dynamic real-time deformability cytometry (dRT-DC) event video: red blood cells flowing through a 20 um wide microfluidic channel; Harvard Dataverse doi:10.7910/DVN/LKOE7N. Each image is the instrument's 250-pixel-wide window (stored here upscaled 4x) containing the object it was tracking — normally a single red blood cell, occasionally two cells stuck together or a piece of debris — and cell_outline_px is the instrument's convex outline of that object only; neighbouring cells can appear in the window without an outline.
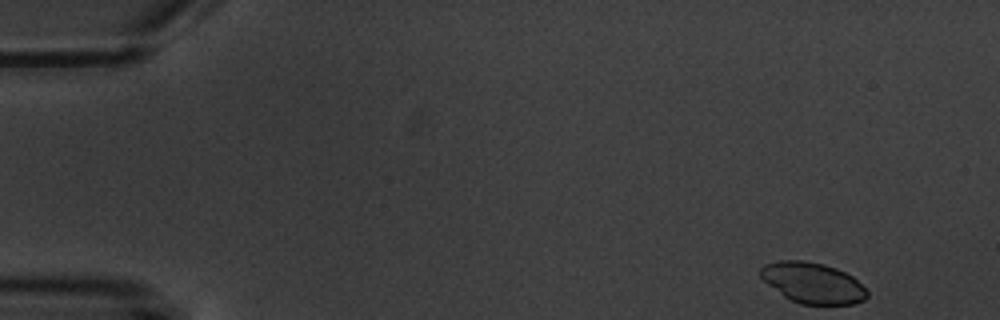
{"species": "common noctule bat (a hibernating species)", "species_latin": "Nyctalus noctula", "temperature_condition": "warm", "stored_images_in_passage": 6, "camera_frame_rate_fps": 3000, "um_per_image_px": 0.085, "animal": {"sex": "male", "body_mass_g": 20.1, "forearm_length_mm": 53.5}, "frame": {"image": 1, "passage_image": 1, "time_ms": 0.0, "image_size_px": [1000, 320], "cell_outline_px": [[868, 296], [864, 300], [856, 304], [800, 304], [784, 296], [768, 284], [760, 276], [760, 268], [764, 264], [780, 260], [804, 260], [824, 264], [836, 268], [852, 276], [868, 292]], "centroid_in_image_um": [69.08, 24.04], "position_along_channel_um": 15.9, "area_um2": 25.2}}